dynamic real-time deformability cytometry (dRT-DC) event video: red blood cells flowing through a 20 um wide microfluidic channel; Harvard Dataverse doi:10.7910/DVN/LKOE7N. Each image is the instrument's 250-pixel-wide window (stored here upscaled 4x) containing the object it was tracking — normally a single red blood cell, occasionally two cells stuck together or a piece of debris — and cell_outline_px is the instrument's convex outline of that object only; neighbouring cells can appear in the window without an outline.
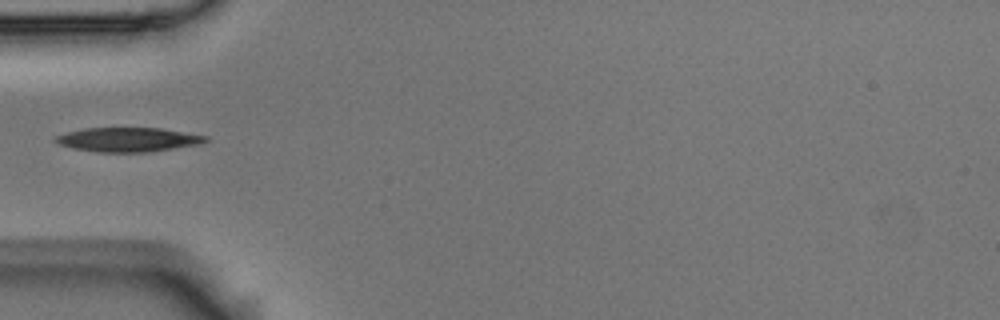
{"species": "Egyptian fruit bat (a non-hibernating species)", "species_latin": "Rousettus aegyptiacus", "temperature_condition": "room temperature", "stored_images_in_passage": 5, "camera_frame_rate_fps": 3000, "um_per_image_px": 0.085, "animal": {"sex": "male"}, "frame": {"image": 1, "passage_image": 5, "time_ms": 1.333, "image_size_px": [1000, 320], "cell_outline_px": [[208, 140], [200, 144], [152, 152], [100, 152], [72, 148], [60, 144], [52, 140], [56, 136], [68, 132], [84, 128], [160, 128], [208, 136]], "centroid_in_image_um": [10.9, 11.87], "position_along_channel_um": 74.1, "area_um2": 21.15}}